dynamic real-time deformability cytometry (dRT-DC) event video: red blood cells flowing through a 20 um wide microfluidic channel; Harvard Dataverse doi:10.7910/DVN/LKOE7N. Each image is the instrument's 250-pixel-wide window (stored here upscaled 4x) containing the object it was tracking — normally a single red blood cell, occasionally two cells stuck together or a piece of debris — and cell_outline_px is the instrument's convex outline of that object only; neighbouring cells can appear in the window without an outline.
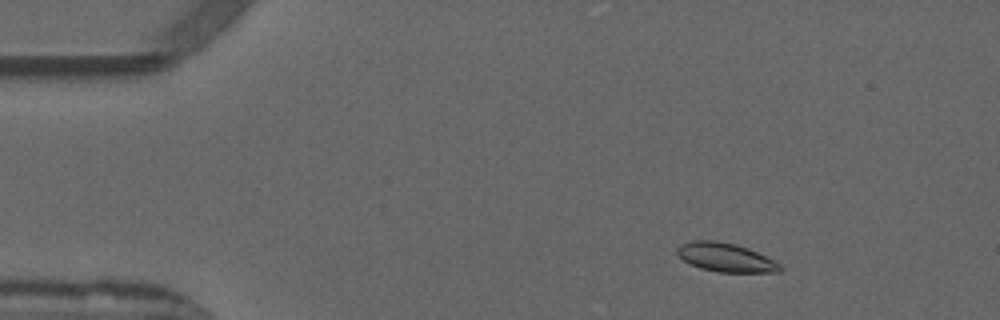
{"species": "common noctule bat (a hibernating species)", "species_latin": "Nyctalus noctula", "temperature_condition": "warm", "stored_images_in_passage": 52, "camera_frame_rate_fps": 3000, "um_per_image_px": 0.085, "animal": {"sex": "male", "forearm_length_mm": 52.5}, "frame": {"image": 1, "passage_image": 7, "time_ms": 2.0, "image_size_px": [1000, 320], "cell_outline_px": [[784, 268], [780, 272], [720, 272], [700, 268], [684, 260], [676, 252], [676, 248], [680, 244], [692, 240], [716, 240], [736, 244], [748, 248], [780, 264]], "centroid_in_image_um": [61.67, 21.87], "position_along_channel_um": 23.3, "area_um2": 17.17}}
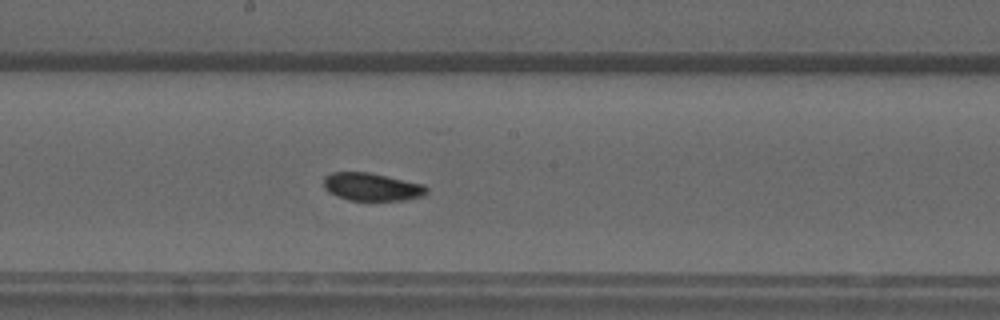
{"frame": {"image": 2, "passage_image": 28, "time_ms": 9.0, "image_size_px": [1000, 320], "cell_outline_px": [[428, 192], [424, 196], [404, 200], [348, 200], [336, 196], [328, 192], [324, 188], [324, 176], [332, 172], [368, 172], [424, 184], [428, 188]], "centroid_in_image_um": [31.6, 15.88], "position_along_channel_um": 216.6, "area_um2": 16.82}}
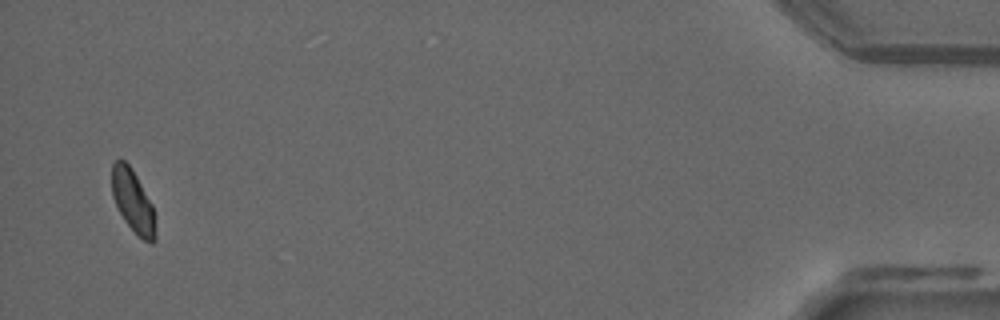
{"frame": {"image": 3, "passage_image": 51, "time_ms": 16.667, "image_size_px": [1000, 320], "cell_outline_px": [[156, 240], [152, 244], [136, 236], [124, 220], [112, 196], [112, 164], [116, 160], [124, 160], [132, 168], [152, 204], [156, 236]], "centroid_in_image_um": [11.3, 17.13], "position_along_channel_um": 423.9, "area_um2": 15.9}, "authors_computed_cell_mechanics": {"area_um2": 17.1088, "velocity_mm_per_s": 3.8459, "shape_relaxation_time_tau1_ms": null, "shape_relaxation_time_tau2_ms": 3.3188, "deformation_change_tau1": null, "deformation_change_tau2": 0.0656}}